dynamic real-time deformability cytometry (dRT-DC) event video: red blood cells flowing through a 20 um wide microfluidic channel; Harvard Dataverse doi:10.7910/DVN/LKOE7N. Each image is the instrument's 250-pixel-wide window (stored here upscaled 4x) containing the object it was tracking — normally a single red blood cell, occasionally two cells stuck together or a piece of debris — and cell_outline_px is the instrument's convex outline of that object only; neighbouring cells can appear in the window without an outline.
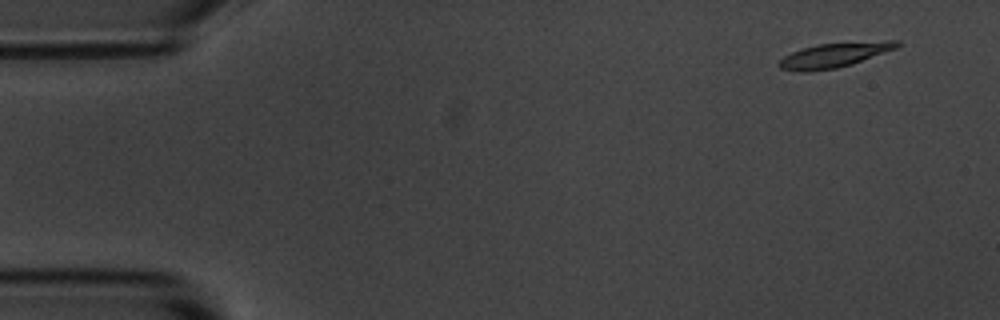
{"species": "common noctule bat (a hibernating species)", "species_latin": "Nyctalus noctula", "temperature_condition": "room temperature", "stored_images_in_passage": 4, "camera_frame_rate_fps": 3000, "um_per_image_px": 0.085, "animal": {"sex": "male", "body_mass_g": 20.1, "forearm_length_mm": 53.5}, "frame": {"image": 1, "passage_image": 1, "time_ms": 0.0, "image_size_px": [1000, 320], "cell_outline_px": [[900, 44], [896, 48], [852, 64], [836, 68], [804, 72], [800, 72], [780, 68], [776, 64], [784, 56], [792, 52], [816, 44], [888, 40], [900, 40]], "centroid_in_image_um": [70.9, 4.68], "position_along_channel_um": 14.1, "area_um2": 16.82}}